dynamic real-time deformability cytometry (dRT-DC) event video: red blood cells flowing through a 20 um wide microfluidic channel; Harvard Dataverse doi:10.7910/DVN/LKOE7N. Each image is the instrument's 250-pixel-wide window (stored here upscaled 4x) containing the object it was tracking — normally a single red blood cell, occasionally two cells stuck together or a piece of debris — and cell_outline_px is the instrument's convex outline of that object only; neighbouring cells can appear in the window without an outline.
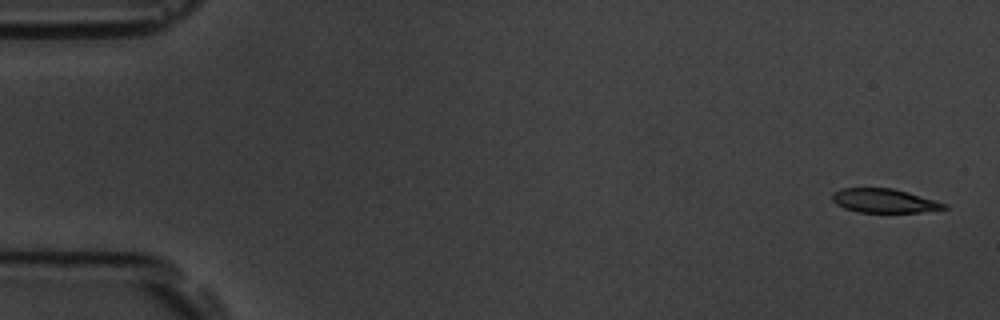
{"species": "common noctule bat (a hibernating species)", "species_latin": "Nyctalus noctula", "temperature_condition": "room temperature", "stored_images_in_passage": 11, "camera_frame_rate_fps": 3000, "um_per_image_px": 0.085, "animal": {"sex": "male", "body_mass_g": 19.5, "forearm_length_mm": 54.6}, "frame": {"image": 1, "passage_image": 1, "time_ms": 0.0, "image_size_px": [1000, 320], "cell_outline_px": [[948, 208], [920, 212], [860, 212], [844, 208], [836, 204], [832, 200], [832, 192], [840, 188], [892, 188], [908, 192], [948, 204]], "centroid_in_image_um": [75.14, 17.06], "position_along_channel_um": 9.9, "area_um2": 15.61}}
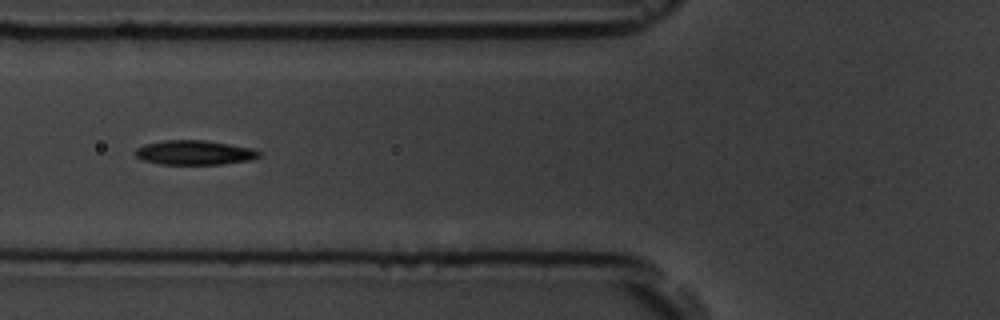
{"frame": {"image": 2, "passage_image": 6, "time_ms": 6.667, "image_size_px": [1000, 320], "cell_outline_px": [[260, 156], [248, 160], [220, 164], [160, 164], [144, 160], [136, 156], [132, 152], [136, 148], [144, 144], [164, 140], [204, 140], [252, 148], [260, 152]], "centroid_in_image_um": [16.47, 12.96], "position_along_channel_um": 109.3, "area_um2": 17.51}}
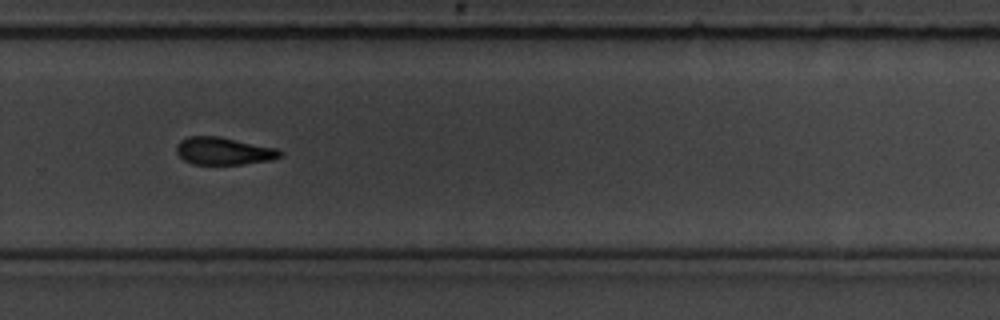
{"frame": {"image": 3, "passage_image": 11, "time_ms": 12.333, "image_size_px": [1000, 320], "cell_outline_px": [[284, 152], [280, 156], [272, 160], [244, 164], [192, 164], [184, 160], [176, 152], [176, 148], [180, 140], [188, 136], [220, 136], [276, 148]], "centroid_in_image_um": [19.01, 12.83], "position_along_channel_um": 310.8, "area_um2": 16.65}}